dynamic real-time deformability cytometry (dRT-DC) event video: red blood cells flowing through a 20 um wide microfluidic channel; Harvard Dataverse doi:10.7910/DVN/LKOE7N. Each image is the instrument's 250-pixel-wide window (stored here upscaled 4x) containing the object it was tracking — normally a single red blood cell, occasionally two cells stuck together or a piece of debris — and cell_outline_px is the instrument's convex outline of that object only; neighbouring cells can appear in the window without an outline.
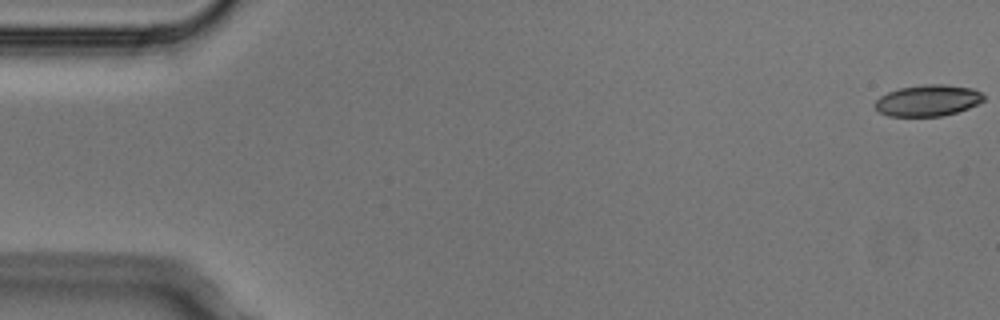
{"species": "Egyptian fruit bat (a non-hibernating species)", "species_latin": "Rousettus aegyptiacus", "temperature_condition": "cold", "stored_images_in_passage": 6, "camera_frame_rate_fps": 3000, "um_per_image_px": 0.085, "animal": {"sex": "male"}, "frame": {"image": 1, "passage_image": 1, "time_ms": 0.0, "image_size_px": [1000, 320], "cell_outline_px": [[984, 100], [968, 108], [944, 116], [888, 116], [880, 112], [872, 104], [880, 96], [888, 92], [900, 88], [924, 84], [944, 84], [972, 88], [980, 92], [984, 96]], "centroid_in_image_um": [78.85, 8.54], "position_along_channel_um": 6.2, "area_um2": 19.83}}